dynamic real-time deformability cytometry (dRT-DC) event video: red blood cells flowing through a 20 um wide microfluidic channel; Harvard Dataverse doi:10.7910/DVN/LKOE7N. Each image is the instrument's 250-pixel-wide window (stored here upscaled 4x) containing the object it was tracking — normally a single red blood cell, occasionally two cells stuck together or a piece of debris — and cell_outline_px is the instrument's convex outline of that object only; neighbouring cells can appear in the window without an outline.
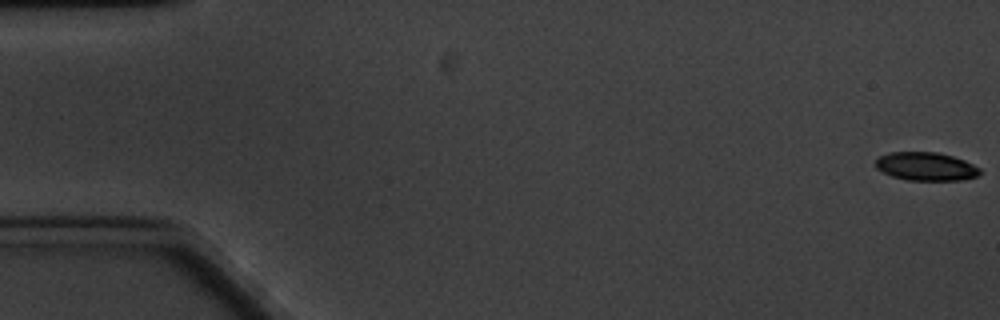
{"species": "common noctule bat (a hibernating species)", "species_latin": "Nyctalus noctula", "temperature_condition": "cold", "stored_images_in_passage": 6, "camera_frame_rate_fps": 3000, "um_per_image_px": 0.085, "animal": {"sex": "male", "body_mass_g": 20.1, "forearm_length_mm": 53.5}, "frame": {"image": 1, "passage_image": 1, "time_ms": 0.0, "image_size_px": [1000, 320], "cell_outline_px": [[980, 172], [976, 176], [964, 180], [908, 180], [892, 176], [876, 168], [876, 160], [880, 156], [892, 152], [936, 152], [952, 156], [964, 160], [980, 168]], "centroid_in_image_um": [78.71, 14.15], "position_along_channel_um": 6.3, "area_um2": 17.05}}